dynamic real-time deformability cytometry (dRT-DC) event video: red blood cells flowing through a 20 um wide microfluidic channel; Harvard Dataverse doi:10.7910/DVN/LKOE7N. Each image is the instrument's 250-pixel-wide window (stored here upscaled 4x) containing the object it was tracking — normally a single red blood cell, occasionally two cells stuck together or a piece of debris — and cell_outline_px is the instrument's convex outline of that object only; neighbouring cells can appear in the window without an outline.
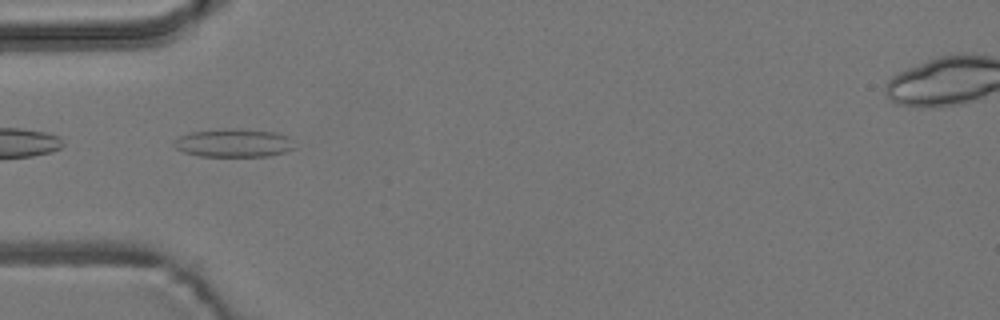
{"species": "common noctule bat (a hibernating species)", "species_latin": "Nyctalus noctula", "temperature_condition": "room temperature", "stored_images_in_passage": 5, "camera_frame_rate_fps": 3000, "um_per_image_px": 0.085, "animal": {"sex": "male", "body_mass_g": 19.2, "forearm_length_mm": 51.8}, "frame": {"image": 1, "passage_image": 4, "time_ms": 4.667, "image_size_px": [1000, 320], "cell_outline_px": [[296, 148], [284, 152], [268, 156], [200, 156], [184, 152], [176, 148], [172, 144], [172, 140], [180, 136], [192, 132], [232, 128], [276, 132], [288, 136]], "centroid_in_image_um": [19.86, 12.15], "position_along_channel_um": 65.1, "area_um2": 19.83}}
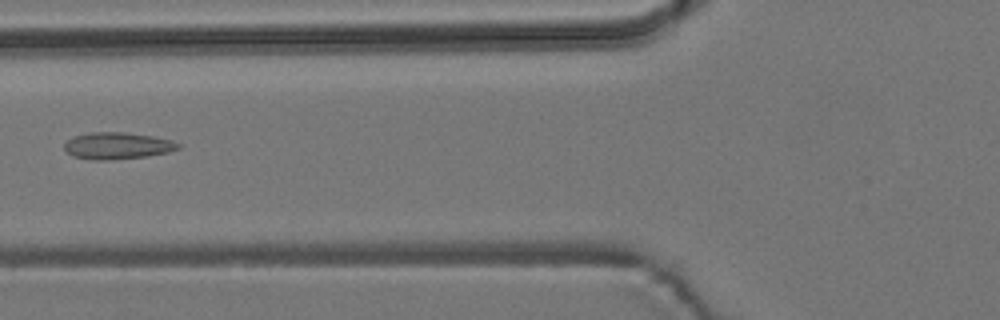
{"frame": {"image": 2, "passage_image": 5, "time_ms": 6.0, "image_size_px": [1000, 320], "cell_outline_px": [[180, 148], [168, 152], [148, 156], [108, 160], [92, 160], [72, 156], [64, 148], [64, 144], [72, 136], [92, 132], [124, 132], [152, 136], [172, 140], [180, 144]], "centroid_in_image_um": [9.97, 12.39], "position_along_channel_um": 115.8, "area_um2": 17.8}}